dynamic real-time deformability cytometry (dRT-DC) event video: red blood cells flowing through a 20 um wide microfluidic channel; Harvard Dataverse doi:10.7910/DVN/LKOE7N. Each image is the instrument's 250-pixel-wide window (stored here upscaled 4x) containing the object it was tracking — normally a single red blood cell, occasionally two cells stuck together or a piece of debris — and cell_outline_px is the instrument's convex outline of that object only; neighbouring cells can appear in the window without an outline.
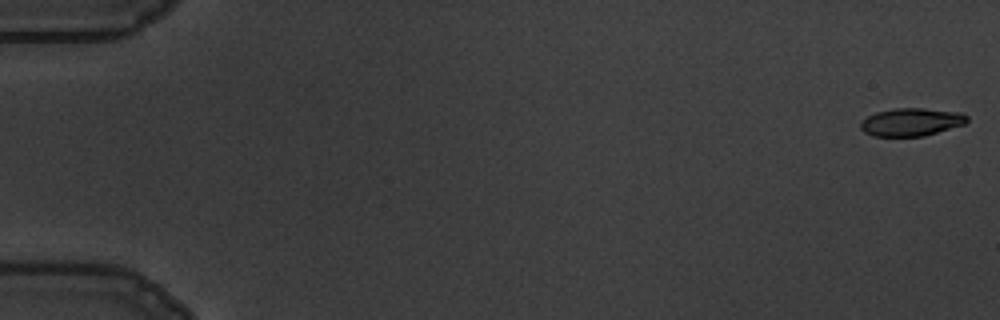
{"species": "common noctule bat (a hibernating species)", "species_latin": "Nyctalus noctula", "temperature_condition": "warm", "stored_images_in_passage": 17, "camera_frame_rate_fps": 3000, "um_per_image_px": 0.085, "animal": {"sex": "male", "body_mass_g": 19.5, "forearm_length_mm": 54.6}, "frame": {"image": 1, "passage_image": 1, "time_ms": 0.0, "image_size_px": [1000, 320], "cell_outline_px": [[968, 120], [964, 124], [924, 136], [872, 136], [864, 132], [860, 128], [860, 120], [876, 112], [896, 108], [924, 108], [964, 112], [968, 116]], "centroid_in_image_um": [77.46, 10.36], "position_along_channel_um": 7.5, "area_um2": 17.46}}
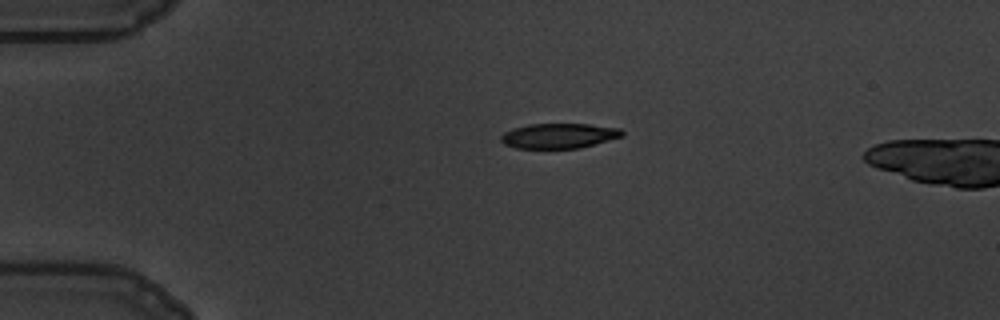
{"frame": {"image": 2, "passage_image": 14, "time_ms": 4.333, "image_size_px": [1000, 320], "cell_outline_px": [[624, 136], [580, 148], [516, 148], [504, 144], [500, 140], [500, 136], [504, 132], [512, 128], [528, 124], [588, 124], [620, 128], [624, 132]], "centroid_in_image_um": [47.5, 11.54], "position_along_channel_um": 37.5, "area_um2": 17.74}}